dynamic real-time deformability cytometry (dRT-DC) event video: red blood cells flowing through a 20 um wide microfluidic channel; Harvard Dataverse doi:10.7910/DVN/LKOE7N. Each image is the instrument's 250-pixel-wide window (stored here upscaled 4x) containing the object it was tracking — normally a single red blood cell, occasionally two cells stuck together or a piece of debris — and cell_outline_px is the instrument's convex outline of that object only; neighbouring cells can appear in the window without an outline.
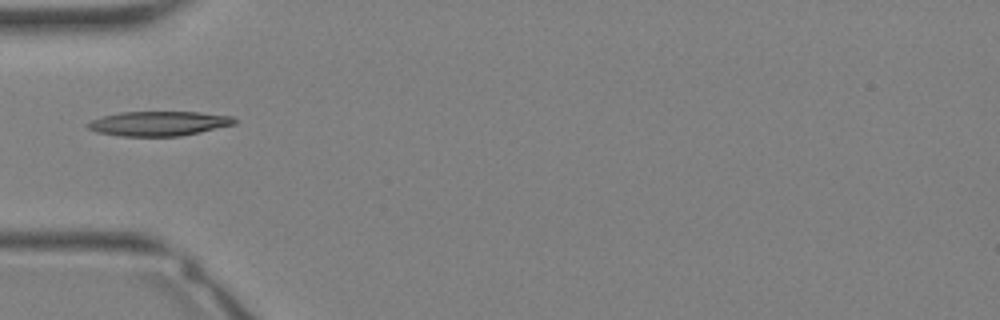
{"species": "Egyptian fruit bat (a non-hibernating species)", "species_latin": "Rousettus aegyptiacus", "temperature_condition": "warm", "stored_images_in_passage": 22, "camera_frame_rate_fps": 3000, "um_per_image_px": 0.085, "animal": {"sex": "female"}, "frame": {"image": 1, "passage_image": 1, "time_ms": 0.0, "image_size_px": [1000, 320], "cell_outline_px": [[236, 124], [200, 132], [180, 136], [120, 136], [96, 132], [88, 128], [84, 124], [92, 120], [104, 116], [120, 112], [200, 112], [232, 116], [236, 120]], "centroid_in_image_um": [13.49, 10.5], "position_along_channel_um": 71.5, "area_um2": 21.04}}
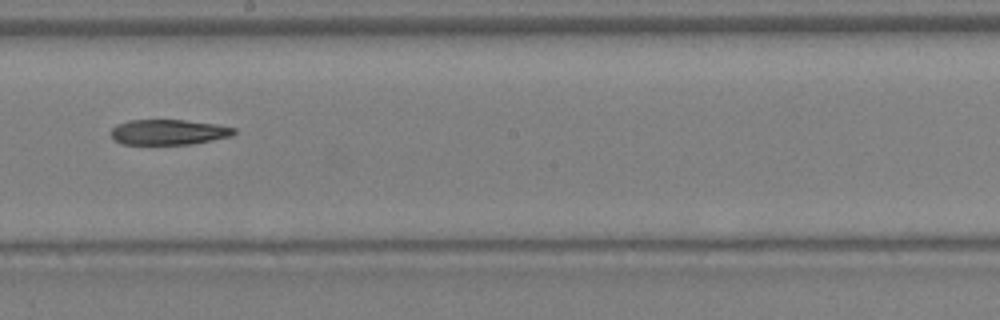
{"frame": {"image": 2, "passage_image": 9, "time_ms": 2.667, "image_size_px": [1000, 320], "cell_outline_px": [[236, 132], [232, 136], [192, 144], [120, 144], [112, 140], [112, 128], [116, 124], [128, 120], [184, 120], [216, 124], [236, 128]], "centroid_in_image_um": [14.31, 11.23], "position_along_channel_um": 233.9, "area_um2": 18.26}}
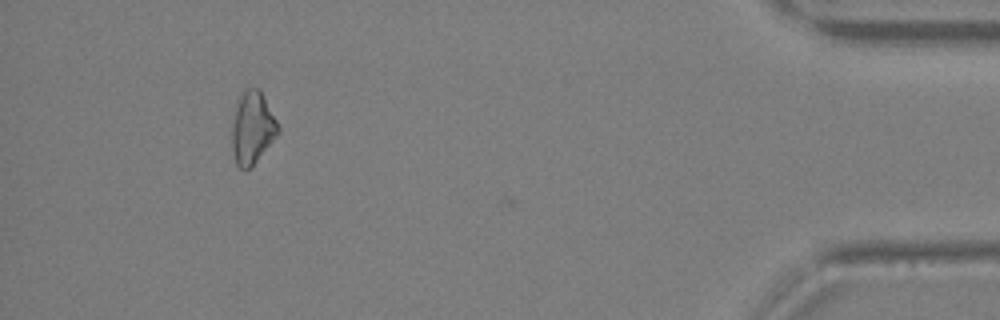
{"frame": {"image": 3, "passage_image": 21, "time_ms": 6.667, "image_size_px": [1000, 320], "cell_outline_px": [[280, 132], [256, 160], [244, 172], [236, 164], [232, 152], [232, 124], [236, 108], [240, 96], [244, 88], [256, 88], [260, 92], [276, 120], [280, 128]], "centroid_in_image_um": [21.43, 10.89], "position_along_channel_um": 413.8, "area_um2": 18.96}}